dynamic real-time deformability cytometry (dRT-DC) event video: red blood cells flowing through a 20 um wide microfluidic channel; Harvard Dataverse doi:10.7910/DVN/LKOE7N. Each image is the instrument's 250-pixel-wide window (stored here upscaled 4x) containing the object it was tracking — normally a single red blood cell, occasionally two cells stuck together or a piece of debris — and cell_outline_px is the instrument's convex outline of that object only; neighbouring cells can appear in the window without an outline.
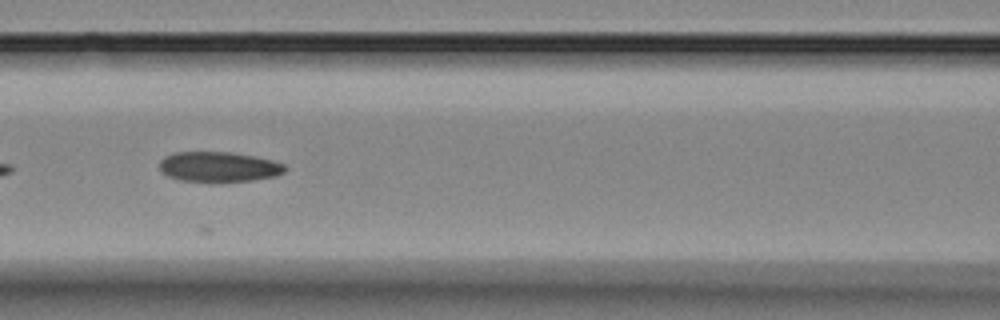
{"species": "Egyptian fruit bat (a non-hibernating species)", "species_latin": "Rousettus aegyptiacus", "temperature_condition": "room temperature", "stored_images_in_passage": 9, "camera_frame_rate_fps": 3000, "um_per_image_px": 0.085, "animal": {"sex": "female"}, "frame": {"image": 1, "passage_image": 7, "time_ms": 2.0, "image_size_px": [1000, 320], "cell_outline_px": [[288, 168], [284, 172], [276, 176], [252, 180], [180, 180], [168, 176], [160, 172], [160, 160], [164, 156], [172, 152], [232, 152], [272, 160], [284, 164]], "centroid_in_image_um": [18.58, 14.15], "position_along_channel_um": 148.0, "area_um2": 21.68}}